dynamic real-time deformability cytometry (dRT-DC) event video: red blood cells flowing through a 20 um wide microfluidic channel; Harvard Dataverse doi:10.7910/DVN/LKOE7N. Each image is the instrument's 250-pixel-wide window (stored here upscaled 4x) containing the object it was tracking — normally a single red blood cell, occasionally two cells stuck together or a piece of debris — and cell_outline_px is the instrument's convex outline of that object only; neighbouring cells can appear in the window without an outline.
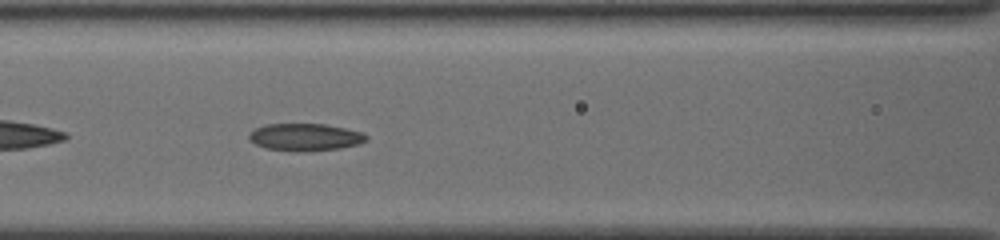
{"species": "common noctule bat (a hibernating species)", "species_latin": "Nyctalus noctula", "temperature_condition": "cold", "stored_images_in_passage": 34, "camera_frame_rate_fps": 3000, "um_per_image_px": 0.085, "animal": {"sex": "female", "body_mass_g": 19.5, "forearm_length_mm": 54.1}, "frame": {"image": 1, "passage_image": 6, "time_ms": 1.667, "image_size_px": [1000, 240], "cell_outline_px": [[368, 140], [360, 144], [340, 148], [304, 152], [296, 152], [264, 148], [248, 140], [248, 136], [256, 128], [264, 124], [324, 124], [364, 132], [368, 136]], "centroid_in_image_um": [25.96, 11.67], "position_along_channel_um": 140.6, "area_um2": 18.9}}
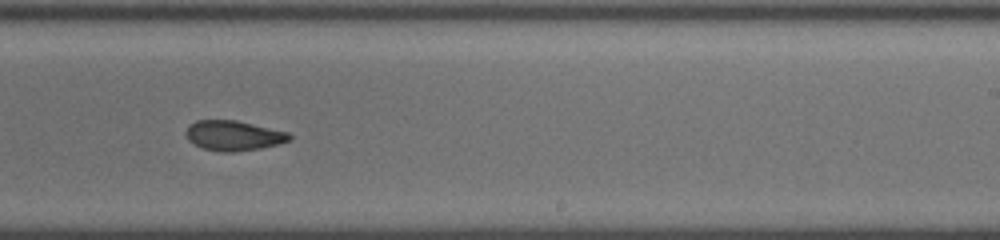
{"frame": {"image": 2, "passage_image": 16, "time_ms": 5.0, "image_size_px": [1000, 240], "cell_outline_px": [[292, 140], [280, 144], [260, 148], [232, 152], [220, 152], [204, 148], [188, 140], [184, 132], [188, 124], [196, 120], [236, 120], [288, 132], [292, 136]], "centroid_in_image_um": [19.85, 11.52], "position_along_channel_um": 269.2, "area_um2": 18.21}}
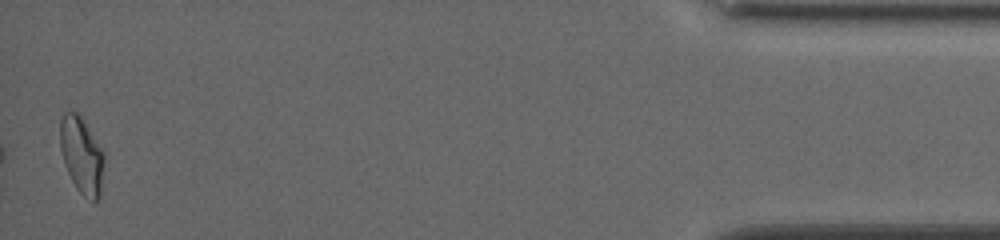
{"frame": {"image": 3, "passage_image": 34, "time_ms": 11.0, "image_size_px": [1000, 240], "cell_outline_px": [[104, 160], [100, 196], [96, 200], [92, 200], [84, 196], [76, 188], [64, 164], [60, 148], [60, 120], [64, 112], [76, 112], [80, 116], [104, 152]], "centroid_in_image_um": [6.93, 13.2], "position_along_channel_um": 428.3, "area_um2": 19.36}, "authors_computed_cell_mechanics": {"area_um2": 18.6694, "velocity_mm_per_s": 3.8697, "shape_relaxation_time_tau1_ms": null, "shape_relaxation_time_tau2_ms": 3.3161, "deformation_change_tau1": null, "deformation_change_tau2": 0.0835}}